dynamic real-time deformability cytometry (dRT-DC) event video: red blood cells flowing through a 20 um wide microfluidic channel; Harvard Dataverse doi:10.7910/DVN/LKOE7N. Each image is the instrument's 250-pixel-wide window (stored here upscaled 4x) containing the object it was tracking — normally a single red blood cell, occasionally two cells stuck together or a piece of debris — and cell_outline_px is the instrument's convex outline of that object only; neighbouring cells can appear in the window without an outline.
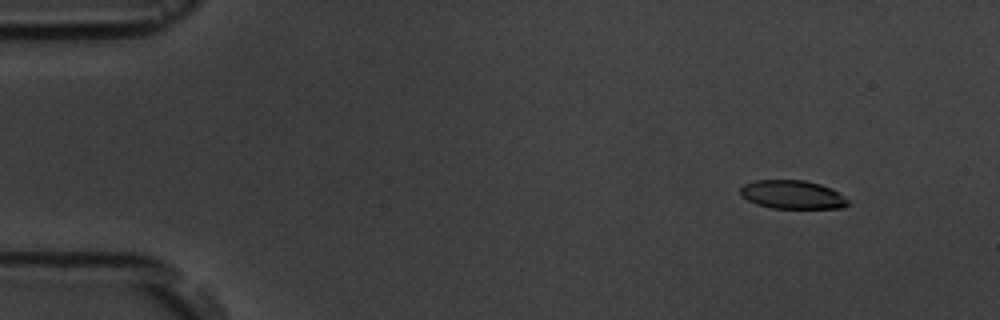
{"species": "common noctule bat (a hibernating species)", "species_latin": "Nyctalus noctula", "temperature_condition": "room temperature", "stored_images_in_passage": 5, "camera_frame_rate_fps": 3000, "um_per_image_px": 0.085, "animal": {"sex": "male", "body_mass_g": 19.5, "forearm_length_mm": 54.6}, "frame": {"image": 1, "passage_image": 2, "time_ms": 1.333, "image_size_px": [1000, 320], "cell_outline_px": [[852, 204], [844, 208], [772, 208], [756, 204], [740, 196], [740, 188], [744, 184], [756, 180], [804, 180], [820, 184], [832, 188], [848, 200]], "centroid_in_image_um": [67.37, 16.55], "position_along_channel_um": 17.6, "area_um2": 18.03}}
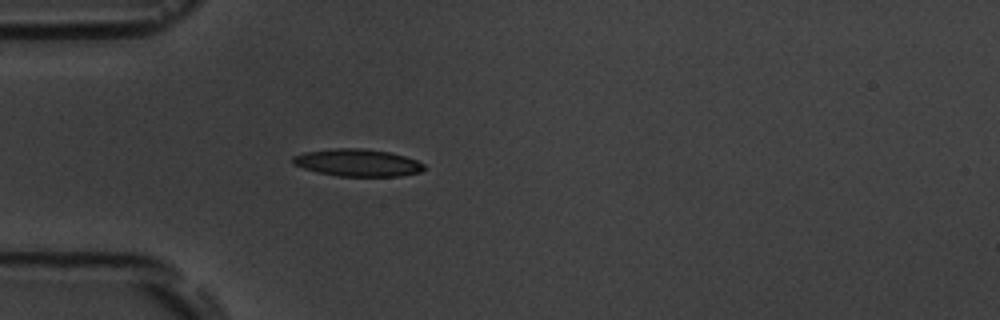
{"frame": {"image": 2, "passage_image": 5, "time_ms": 5.0, "image_size_px": [1000, 320], "cell_outline_px": [[428, 168], [420, 172], [400, 176], [340, 176], [316, 172], [292, 164], [292, 156], [304, 152], [336, 148], [364, 148], [388, 152], [404, 156], [416, 160], [424, 164]], "centroid_in_image_um": [30.39, 13.83], "position_along_channel_um": 54.6, "area_um2": 20.92}}